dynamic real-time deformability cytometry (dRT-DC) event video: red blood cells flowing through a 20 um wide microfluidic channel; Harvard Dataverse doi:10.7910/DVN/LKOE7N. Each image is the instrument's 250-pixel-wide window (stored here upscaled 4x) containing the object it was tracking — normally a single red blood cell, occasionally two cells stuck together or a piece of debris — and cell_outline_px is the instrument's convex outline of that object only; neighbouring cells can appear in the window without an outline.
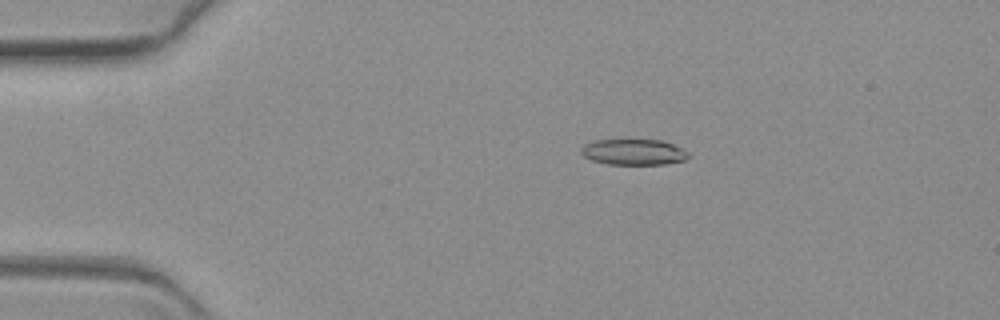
{"species": "common noctule bat (a hibernating species)", "species_latin": "Nyctalus noctula", "temperature_condition": "warm", "stored_images_in_passage": 63, "camera_frame_rate_fps": 3000, "um_per_image_px": 0.085, "animal": {"sex": "female", "body_mass_g": 19.3, "forearm_length_mm": 54.1}, "frame": {"image": 1, "passage_image": 12, "time_ms": 3.667, "image_size_px": [1000, 320], "cell_outline_px": [[688, 156], [684, 160], [664, 164], [608, 164], [592, 160], [584, 156], [580, 152], [580, 148], [584, 144], [596, 140], [660, 140], [672, 144], [688, 152]], "centroid_in_image_um": [53.81, 12.92], "position_along_channel_um": 31.2, "area_um2": 15.95}}
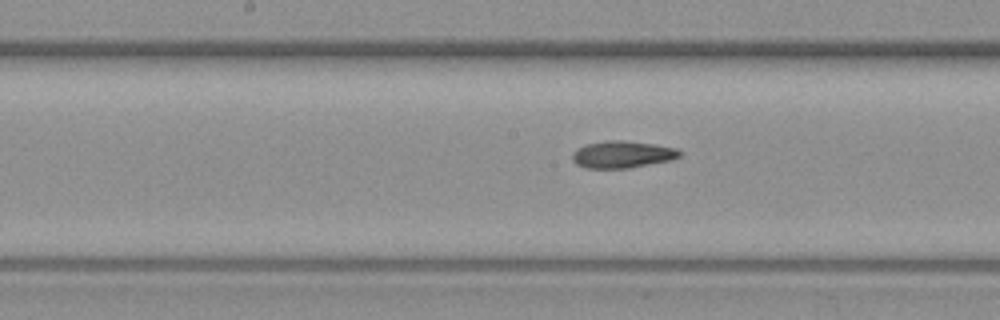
{"frame": {"image": 2, "passage_image": 32, "time_ms": 10.333, "image_size_px": [1000, 320], "cell_outline_px": [[680, 156], [668, 160], [628, 168], [584, 168], [576, 164], [572, 160], [572, 152], [576, 148], [588, 144], [608, 140], [624, 140], [652, 144], [676, 148], [680, 152]], "centroid_in_image_um": [52.82, 13.12], "position_along_channel_um": 195.4, "area_um2": 16.7}}
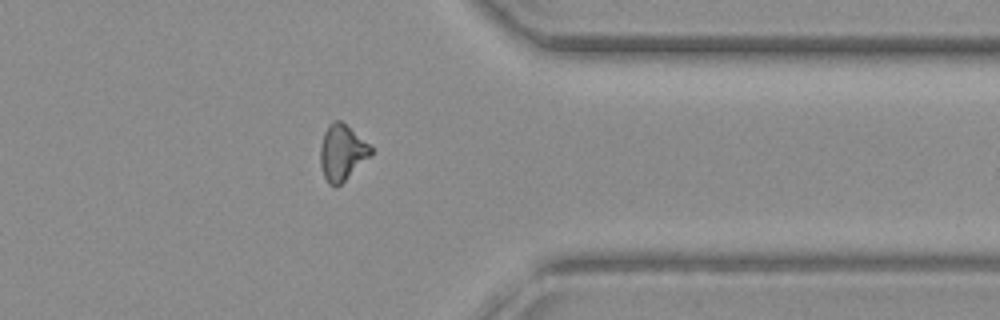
{"frame": {"image": 3, "passage_image": 50, "time_ms": 16.333, "image_size_px": [1000, 320], "cell_outline_px": [[372, 152], [336, 188], [328, 184], [324, 176], [320, 164], [320, 148], [324, 132], [328, 124], [332, 120], [340, 120], [372, 144]], "centroid_in_image_um": [29.05, 12.92], "position_along_channel_um": 382.4, "area_um2": 16.36}}